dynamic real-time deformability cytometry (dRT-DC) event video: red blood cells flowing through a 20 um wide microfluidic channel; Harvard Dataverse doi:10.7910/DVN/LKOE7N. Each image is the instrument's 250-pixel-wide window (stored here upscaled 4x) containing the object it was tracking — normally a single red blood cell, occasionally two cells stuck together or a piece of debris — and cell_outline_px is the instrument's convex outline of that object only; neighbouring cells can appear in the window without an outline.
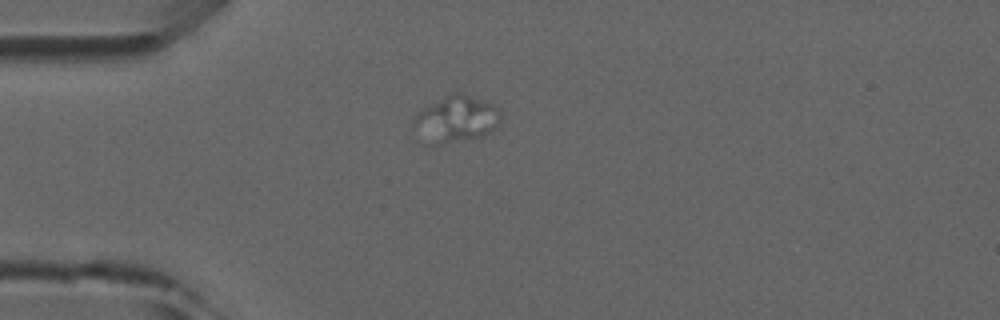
{"species": "common noctule bat (a hibernating species)", "species_latin": "Nyctalus noctula", "temperature_condition": "room temperature", "stored_images_in_passage": 2, "camera_frame_rate_fps": 3000, "um_per_image_px": 0.085, "animal": {"sex": "male", "forearm_length_mm": 52.5}, "frame": {"image": 1, "passage_image": 1, "time_ms": 0.0, "image_size_px": [1000, 320], "cell_outline_px": [[500, 120], [496, 128], [492, 132], [484, 136], [440, 144], [424, 144], [412, 124], [412, 120], [416, 112], [456, 92], [484, 100], [492, 104], [500, 112]], "centroid_in_image_um": [38.74, 10.17], "position_along_channel_um": 46.3, "area_um2": 23.47}}